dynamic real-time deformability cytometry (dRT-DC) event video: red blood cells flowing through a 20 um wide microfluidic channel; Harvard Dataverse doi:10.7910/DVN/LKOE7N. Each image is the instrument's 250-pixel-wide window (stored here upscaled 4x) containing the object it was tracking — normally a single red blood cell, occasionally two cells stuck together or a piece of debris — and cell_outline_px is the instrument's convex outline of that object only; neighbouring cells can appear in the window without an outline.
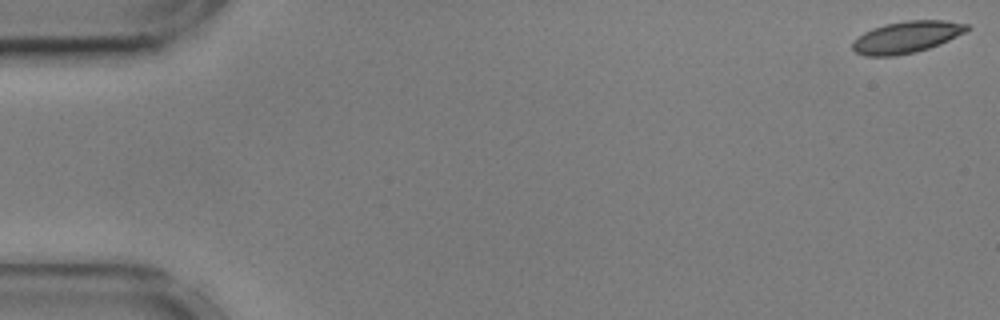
{"species": "common noctule bat (a hibernating species)", "species_latin": "Nyctalus noctula", "temperature_condition": "cold", "stored_images_in_passage": 56, "camera_frame_rate_fps": 3000, "um_per_image_px": 0.085, "animal": {"sex": "male", "body_mass_g": 17.9, "forearm_length_mm": 54.2}, "frame": {"image": 1, "passage_image": 1, "time_ms": 0.0, "image_size_px": [1000, 320], "cell_outline_px": [[972, 28], [940, 44], [916, 52], [896, 56], [864, 56], [856, 52], [852, 48], [852, 40], [864, 32], [872, 28], [884, 24], [908, 20], [944, 20], [968, 24]], "centroid_in_image_um": [77.03, 3.15], "position_along_channel_um": 8.0, "area_um2": 21.27}}
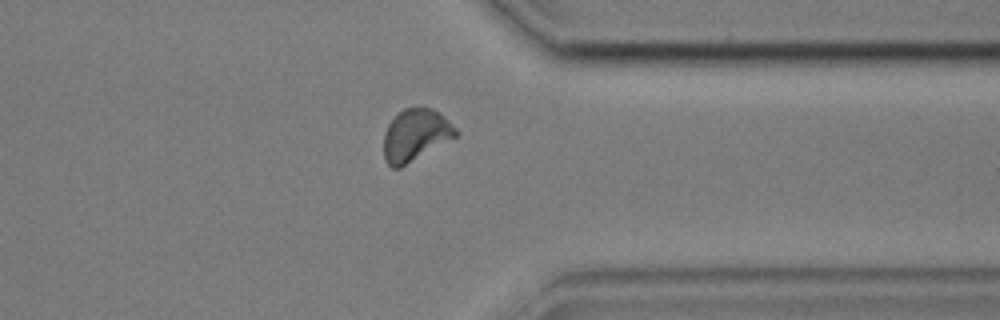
{"frame": {"image": 2, "passage_image": 44, "time_ms": 14.333, "image_size_px": [1000, 320], "cell_outline_px": [[460, 132], [456, 136], [400, 168], [392, 168], [384, 160], [384, 132], [388, 124], [404, 108], [432, 108], [444, 116]], "centroid_in_image_um": [35.31, 11.49], "position_along_channel_um": 376.1, "area_um2": 21.56}}
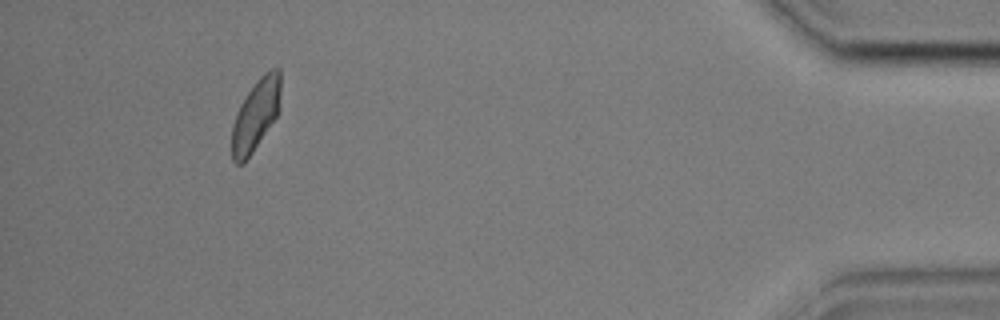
{"frame": {"image": 3, "passage_image": 52, "time_ms": 17.0, "image_size_px": [1000, 320], "cell_outline_px": [[280, 112], [244, 164], [236, 164], [232, 160], [232, 124], [236, 112], [240, 104], [256, 80], [264, 72], [272, 68], [280, 68]], "centroid_in_image_um": [21.74, 9.77], "position_along_channel_um": 413.5, "area_um2": 20.52}, "authors_computed_cell_mechanics": {"area_um2": 21.4438, "velocity_mm_per_s": 3.5604, "shape_relaxation_time_tau1_ms": 2.7728, "shape_relaxation_time_tau2_ms": 1.9781, "deformation_change_tau1": 0.0883, "deformation_change_tau2": 0.0609}}